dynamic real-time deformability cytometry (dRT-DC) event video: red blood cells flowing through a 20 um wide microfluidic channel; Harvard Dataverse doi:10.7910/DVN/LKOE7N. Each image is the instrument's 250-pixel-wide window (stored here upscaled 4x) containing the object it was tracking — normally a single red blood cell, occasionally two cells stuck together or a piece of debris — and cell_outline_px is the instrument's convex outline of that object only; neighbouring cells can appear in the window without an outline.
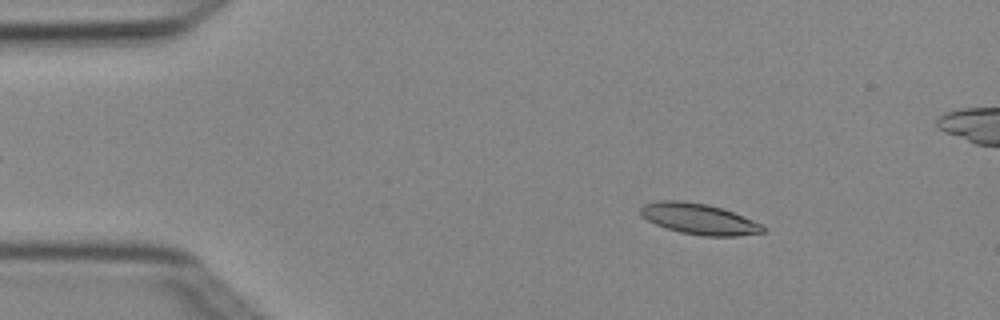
{"species": "Egyptian fruit bat (a non-hibernating species)", "species_latin": "Rousettus aegyptiacus", "temperature_condition": "cold", "stored_images_in_passage": 4, "camera_frame_rate_fps": 3000, "um_per_image_px": 0.085, "animal": {"sex": "female"}, "frame": {"image": 1, "passage_image": 1, "time_ms": 0.0, "image_size_px": [1000, 320], "cell_outline_px": [[768, 228], [764, 232], [736, 236], [704, 236], [680, 232], [656, 224], [640, 216], [640, 208], [644, 204], [660, 200], [680, 200], [708, 204], [732, 212], [764, 224]], "centroid_in_image_um": [59.44, 18.61], "position_along_channel_um": 25.6, "area_um2": 22.02}}